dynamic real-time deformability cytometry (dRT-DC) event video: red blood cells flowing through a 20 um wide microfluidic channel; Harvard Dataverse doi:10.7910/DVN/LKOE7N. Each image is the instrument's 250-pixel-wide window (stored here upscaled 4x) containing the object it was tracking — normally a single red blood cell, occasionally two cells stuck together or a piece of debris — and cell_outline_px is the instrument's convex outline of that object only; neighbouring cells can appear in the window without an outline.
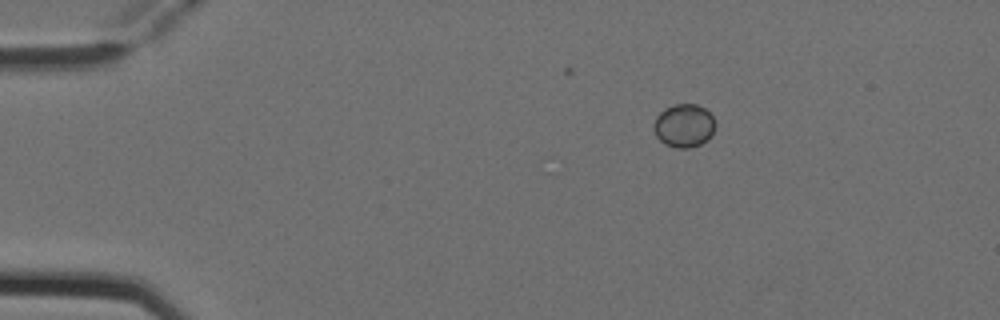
{"species": "Egyptian fruit bat (a non-hibernating species)", "species_latin": "Rousettus aegyptiacus", "temperature_condition": "cold", "stored_images_in_passage": 3, "camera_frame_rate_fps": 3000, "um_per_image_px": 0.085, "animal": {"sex": "female"}, "frame": {"image": 1, "passage_image": 1, "time_ms": 0.0, "image_size_px": [1000, 320], "cell_outline_px": [[716, 124], [712, 132], [700, 144], [688, 148], [676, 148], [664, 144], [656, 136], [652, 128], [656, 116], [664, 108], [676, 104], [696, 104], [704, 108], [712, 116]], "centroid_in_image_um": [58.09, 10.67], "position_along_channel_um": 26.9, "area_um2": 15.43}}
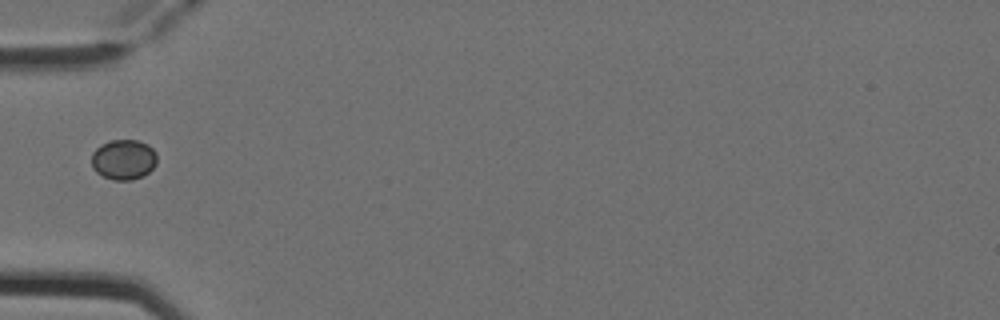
{"frame": {"image": 2, "passage_image": 3, "time_ms": 0.667, "image_size_px": [1000, 320], "cell_outline_px": [[156, 164], [144, 176], [132, 180], [112, 180], [96, 172], [92, 168], [92, 152], [100, 144], [108, 140], [136, 140], [148, 144], [156, 152]], "centroid_in_image_um": [10.5, 13.56], "position_along_channel_um": 74.5, "area_um2": 15.49}}